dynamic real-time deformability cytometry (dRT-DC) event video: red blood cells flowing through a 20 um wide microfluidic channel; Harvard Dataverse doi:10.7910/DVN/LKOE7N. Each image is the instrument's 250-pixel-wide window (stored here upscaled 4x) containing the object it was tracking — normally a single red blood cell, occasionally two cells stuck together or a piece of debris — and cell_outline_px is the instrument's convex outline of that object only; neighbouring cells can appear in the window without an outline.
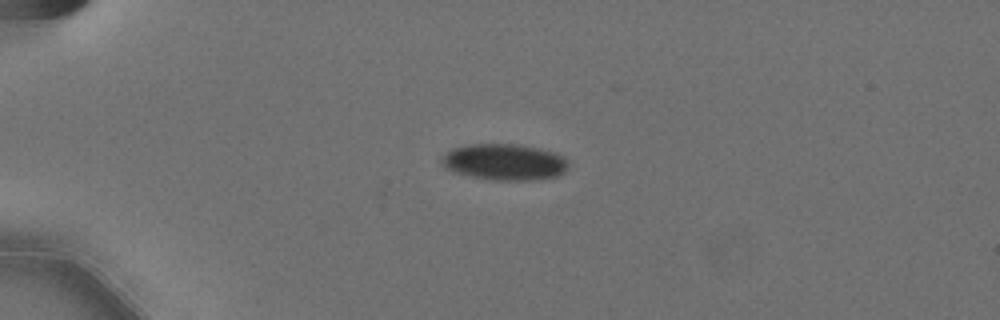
{"species": "Egyptian fruit bat (a non-hibernating species)", "species_latin": "Rousettus aegyptiacus", "temperature_condition": "cold", "stored_images_in_passage": 44, "camera_frame_rate_fps": 3000, "um_per_image_px": 0.085, "animal": {"sex": "female"}, "frame": {"image": 1, "passage_image": 1, "time_ms": 0.0, "image_size_px": [1000, 320], "cell_outline_px": [[568, 168], [564, 172], [556, 176], [532, 180], [492, 180], [472, 176], [456, 172], [448, 168], [440, 160], [452, 148], [468, 144], [520, 144], [552, 152], [564, 156], [568, 160]], "centroid_in_image_um": [42.92, 13.76], "position_along_channel_um": 42.1, "area_um2": 26.53}}
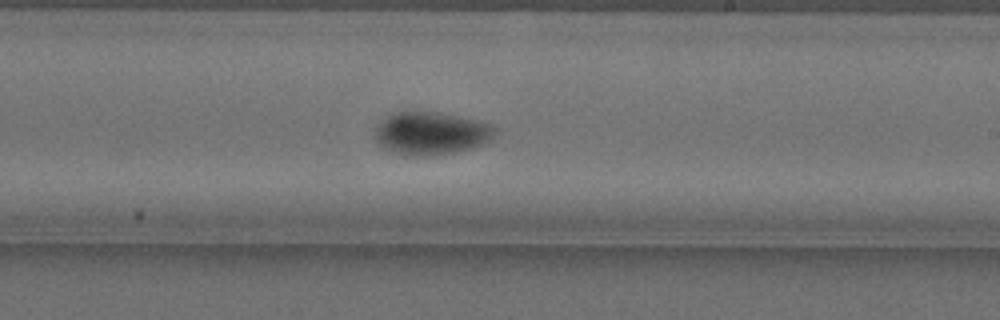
{"frame": {"image": 2, "passage_image": 22, "time_ms": 7.0, "image_size_px": [1000, 320], "cell_outline_px": [[496, 132], [484, 144], [472, 148], [456, 152], [436, 156], [408, 156], [392, 152], [380, 144], [372, 136], [376, 128], [388, 116], [396, 112], [440, 112], [476, 120], [492, 124], [496, 128]], "centroid_in_image_um": [36.65, 11.35], "position_along_channel_um": 252.3, "area_um2": 30.0}}
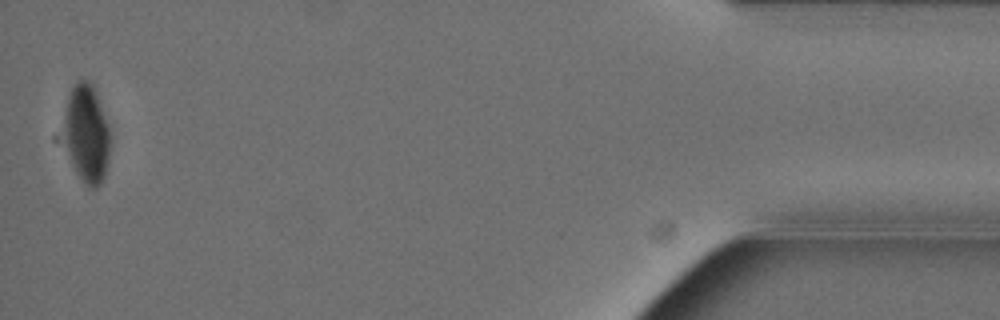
{"frame": {"image": 3, "passage_image": 43, "time_ms": 14.0, "image_size_px": [1000, 320], "cell_outline_px": [[108, 156], [104, 180], [96, 188], [88, 188], [84, 184], [72, 164], [68, 152], [64, 124], [64, 116], [68, 96], [76, 80], [88, 80], [92, 84], [96, 92], [108, 124]], "centroid_in_image_um": [7.37, 11.36], "position_along_channel_um": 427.8, "area_um2": 26.01}}